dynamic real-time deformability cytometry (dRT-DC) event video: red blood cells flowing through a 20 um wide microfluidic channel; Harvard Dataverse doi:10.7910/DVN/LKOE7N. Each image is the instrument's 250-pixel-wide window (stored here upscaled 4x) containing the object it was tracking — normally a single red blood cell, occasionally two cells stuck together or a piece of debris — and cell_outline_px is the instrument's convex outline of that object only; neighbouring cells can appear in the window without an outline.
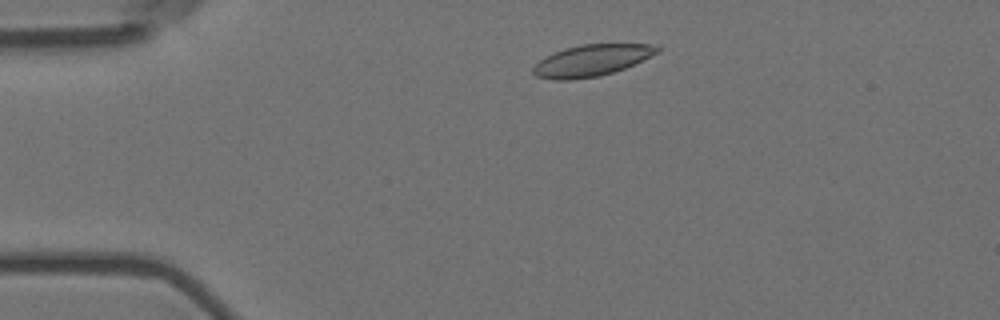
{"species": "Egyptian fruit bat (a non-hibernating species)", "species_latin": "Rousettus aegyptiacus", "temperature_condition": "room temperature", "stored_images_in_passage": 39, "camera_frame_rate_fps": 3000, "um_per_image_px": 0.085, "animal": {"sex": "female"}, "frame": {"image": 1, "passage_image": 1, "time_ms": 0.0, "image_size_px": [1000, 320], "cell_outline_px": [[660, 52], [624, 68], [600, 76], [572, 80], [552, 80], [536, 76], [532, 72], [532, 68], [540, 60], [564, 48], [580, 44], [648, 44], [660, 48]], "centroid_in_image_um": [50.26, 5.14], "position_along_channel_um": 34.7, "area_um2": 22.6}}
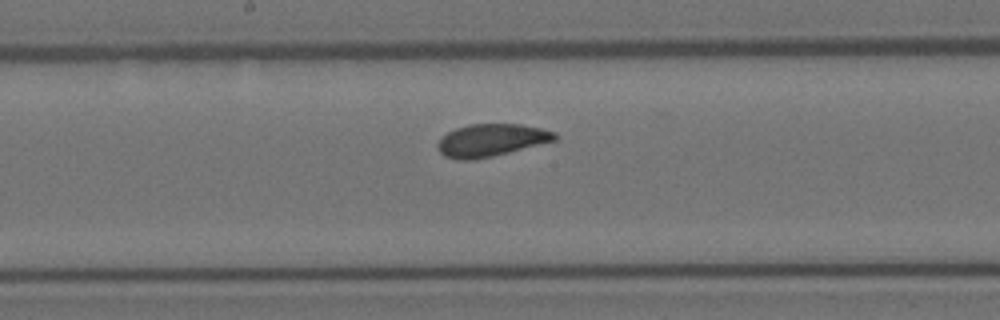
{"frame": {"image": 2, "passage_image": 19, "time_ms": 6.0, "image_size_px": [1000, 320], "cell_outline_px": [[560, 136], [556, 140], [492, 156], [472, 160], [456, 160], [444, 156], [440, 152], [436, 144], [440, 136], [456, 128], [468, 124], [520, 124], [540, 128], [556, 132]], "centroid_in_image_um": [41.72, 11.91], "position_along_channel_um": 206.5, "area_um2": 22.25}}
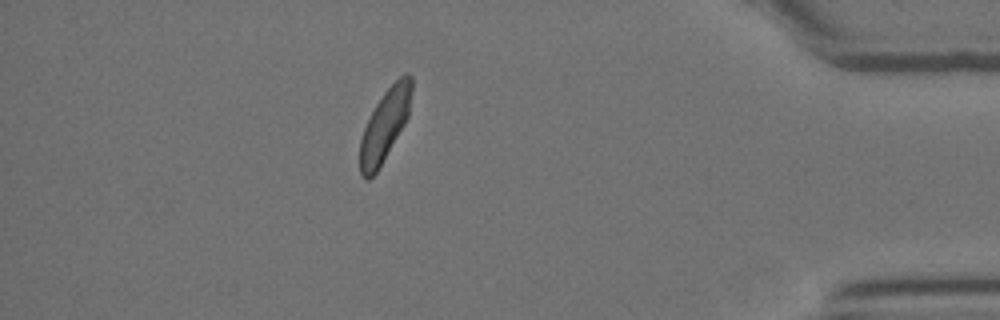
{"frame": {"image": 3, "passage_image": 39, "time_ms": 12.667, "image_size_px": [1000, 320], "cell_outline_px": [[412, 92], [408, 116], [404, 124], [376, 172], [368, 180], [364, 180], [360, 176], [360, 140], [364, 128], [376, 104], [384, 92], [404, 72], [408, 72], [412, 76]], "centroid_in_image_um": [32.71, 10.62], "position_along_channel_um": 402.5, "area_um2": 21.27}, "authors_computed_cell_mechanics": {"area_um2": 22.3686, "velocity_mm_per_s": 3.5865, "shape_relaxation_time_tau1_ms": 4.8335, "shape_relaxation_time_tau2_ms": 1.6466, "deformation_change_tau1": 0.121, "deformation_change_tau2": 0.0515}}